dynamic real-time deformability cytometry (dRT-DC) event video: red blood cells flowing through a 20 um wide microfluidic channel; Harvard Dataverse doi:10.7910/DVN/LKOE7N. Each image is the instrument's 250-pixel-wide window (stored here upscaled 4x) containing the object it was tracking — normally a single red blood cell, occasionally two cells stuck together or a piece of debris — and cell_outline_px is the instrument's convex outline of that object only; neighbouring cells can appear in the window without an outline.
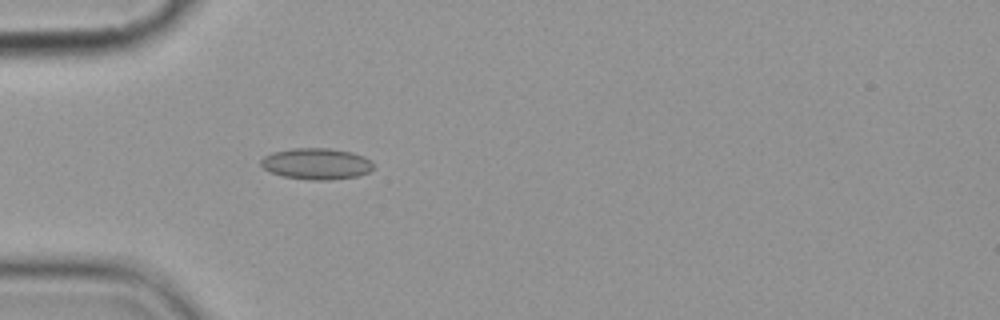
{"species": "common noctule bat (a hibernating species)", "species_latin": "Nyctalus noctula", "temperature_condition": "cold", "stored_images_in_passage": 4, "camera_frame_rate_fps": 3000, "um_per_image_px": 0.085, "animal": {"sex": "female", "body_mass_g": 19.9}, "frame": {"image": 1, "passage_image": 4, "time_ms": 4.333, "image_size_px": [1000, 320], "cell_outline_px": [[372, 168], [368, 172], [356, 176], [328, 180], [312, 180], [284, 176], [272, 172], [264, 168], [260, 164], [260, 160], [264, 156], [272, 152], [292, 148], [332, 148], [352, 152], [364, 156], [372, 164]], "centroid_in_image_um": [26.87, 13.9], "position_along_channel_um": 58.1, "area_um2": 20.35}}